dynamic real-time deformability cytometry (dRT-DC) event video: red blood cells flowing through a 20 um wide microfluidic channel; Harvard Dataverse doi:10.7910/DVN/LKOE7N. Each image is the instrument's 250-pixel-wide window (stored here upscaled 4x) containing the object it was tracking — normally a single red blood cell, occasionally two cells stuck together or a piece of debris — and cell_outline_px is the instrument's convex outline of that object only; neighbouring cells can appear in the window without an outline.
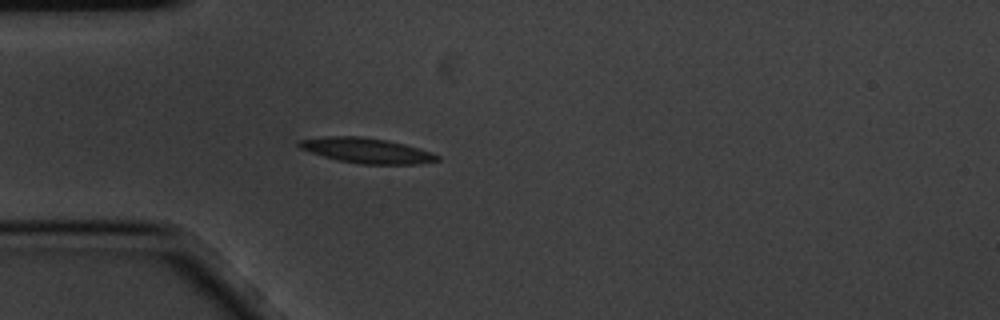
{"species": "common noctule bat (a hibernating species)", "species_latin": "Nyctalus noctula", "temperature_condition": "cold", "stored_images_in_passage": 5, "camera_frame_rate_fps": 3000, "um_per_image_px": 0.085, "animal": {"sex": "male", "body_mass_g": 20.1, "forearm_length_mm": 53.5}, "frame": {"image": 1, "passage_image": 5, "time_ms": 1.333, "image_size_px": [1000, 320], "cell_outline_px": [[440, 160], [420, 164], [360, 164], [336, 160], [308, 152], [300, 148], [296, 144], [296, 140], [328, 136], [360, 136], [388, 140], [404, 144], [440, 156]], "centroid_in_image_um": [31.09, 12.79], "position_along_channel_um": 53.9, "area_um2": 20.35}}